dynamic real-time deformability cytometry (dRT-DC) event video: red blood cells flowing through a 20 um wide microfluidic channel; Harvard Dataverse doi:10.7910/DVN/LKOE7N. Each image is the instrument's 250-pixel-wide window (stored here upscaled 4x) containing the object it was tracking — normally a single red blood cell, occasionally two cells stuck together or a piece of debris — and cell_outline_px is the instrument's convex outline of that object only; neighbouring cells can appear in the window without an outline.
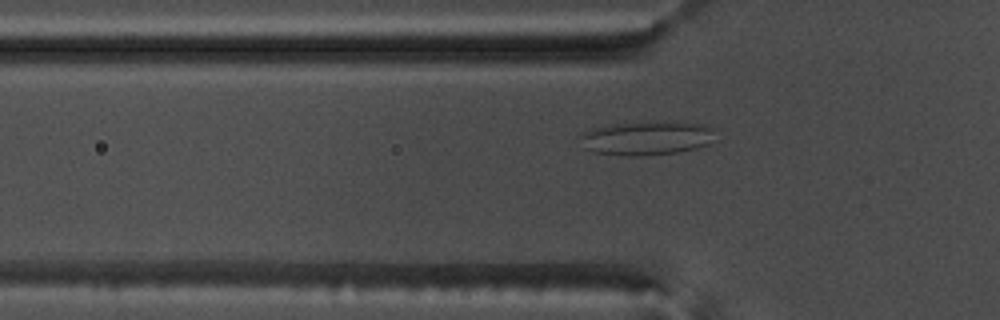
{"species": "common noctule bat (a hibernating species)", "species_latin": "Nyctalus noctula", "temperature_condition": "warm", "stored_images_in_passage": 54, "camera_frame_rate_fps": 3000, "um_per_image_px": 0.085, "animal": {"sex": "male", "body_mass_g": 17.5, "forearm_length_mm": 52.3}, "frame": {"image": 1, "passage_image": 18, "time_ms": 5.667, "image_size_px": [1000, 320], "cell_outline_px": [[712, 128], [708, 144], [696, 148], [676, 152], [640, 156], [624, 156], [592, 152], [584, 148], [580, 136], [584, 132], [592, 128], [612, 124], [704, 124]], "centroid_in_image_um": [54.84, 11.79], "position_along_channel_um": 71.0, "area_um2": 25.43}}
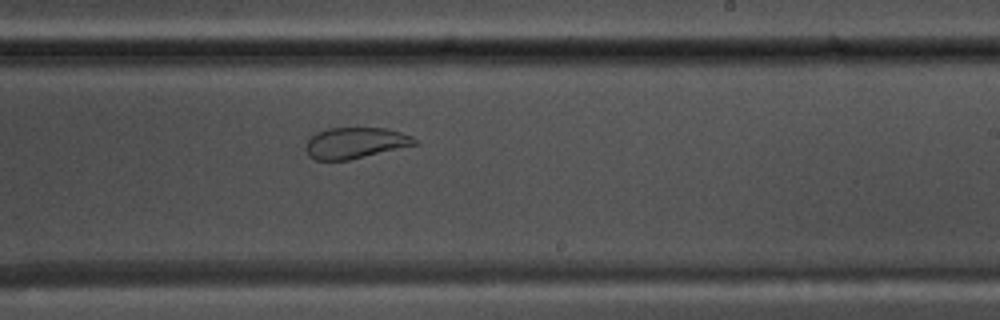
{"frame": {"image": 2, "passage_image": 33, "time_ms": 10.667, "image_size_px": [1000, 320], "cell_outline_px": [[420, 144], [348, 160], [316, 160], [308, 156], [304, 148], [308, 140], [316, 132], [328, 128], [384, 128], [400, 132], [412, 136]], "centroid_in_image_um": [30.19, 12.15], "position_along_channel_um": 258.8, "area_um2": 19.77}}
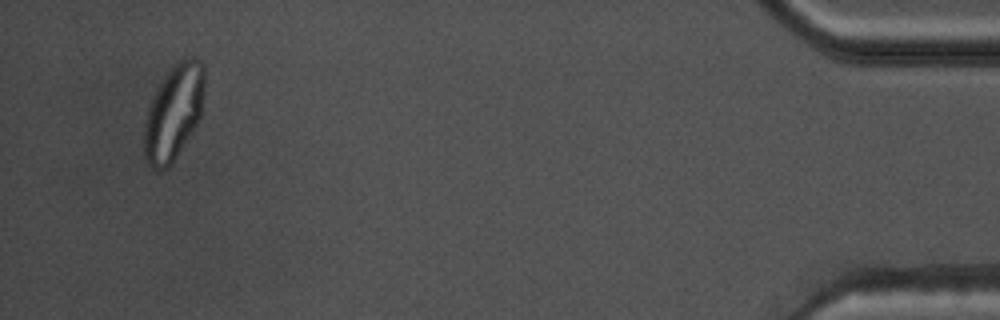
{"frame": {"image": 3, "passage_image": 52, "time_ms": 17.0, "image_size_px": [1000, 320], "cell_outline_px": [[204, 92], [200, 116], [196, 124], [172, 164], [164, 172], [160, 172], [152, 168], [144, 160], [144, 124], [148, 108], [152, 96], [164, 76], [172, 64], [176, 60], [184, 56], [196, 56], [204, 64]], "centroid_in_image_um": [14.75, 9.53], "position_along_channel_um": 420.4, "area_um2": 34.16}}